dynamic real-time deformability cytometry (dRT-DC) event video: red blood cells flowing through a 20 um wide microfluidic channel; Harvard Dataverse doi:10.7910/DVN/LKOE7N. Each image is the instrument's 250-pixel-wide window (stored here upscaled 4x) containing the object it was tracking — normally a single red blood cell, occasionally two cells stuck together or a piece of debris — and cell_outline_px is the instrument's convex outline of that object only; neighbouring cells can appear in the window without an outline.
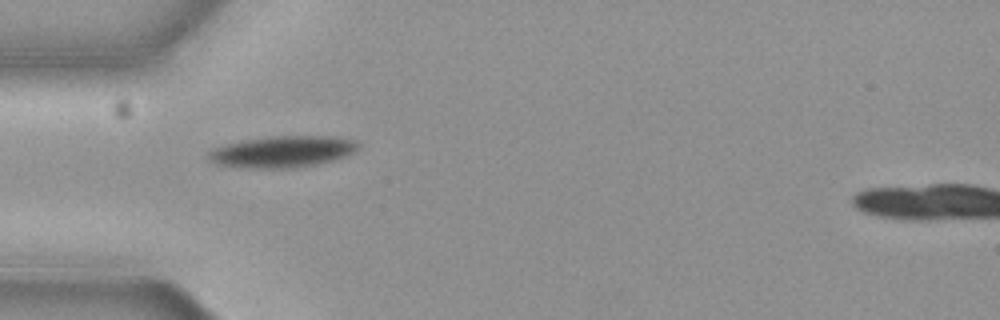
{"species": "common noctule bat (a hibernating species)", "species_latin": "Nyctalus noctula", "temperature_condition": "cold", "stored_images_in_passage": 40, "camera_frame_rate_fps": 3000, "um_per_image_px": 0.085, "animal": {"sex": "female", "body_mass_g": 19.3, "forearm_length_mm": 54.1}, "frame": {"image": 1, "passage_image": 1, "time_ms": 0.0, "image_size_px": [1000, 320], "cell_outline_px": [[360, 144], [356, 152], [348, 156], [336, 160], [316, 164], [292, 168], [248, 168], [220, 164], [212, 160], [208, 156], [208, 152], [212, 148], [224, 144], [244, 140], [268, 136], [336, 136], [356, 140]], "centroid_in_image_um": [24.09, 12.88], "position_along_channel_um": 60.9, "area_um2": 27.69}}
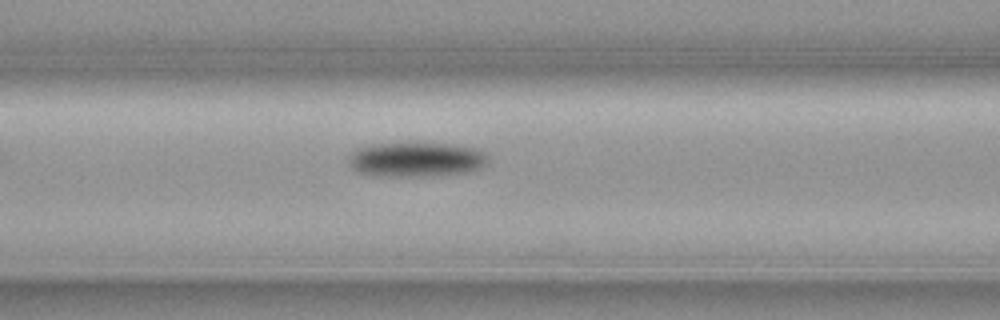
{"frame": {"image": 2, "passage_image": 7, "time_ms": 2.0, "image_size_px": [1000, 320], "cell_outline_px": [[488, 164], [480, 168], [468, 172], [420, 176], [380, 176], [360, 172], [352, 168], [348, 160], [352, 152], [356, 148], [368, 144], [416, 140], [452, 144], [476, 148], [484, 152], [488, 156]], "centroid_in_image_um": [35.38, 13.5], "position_along_channel_um": 131.2, "area_um2": 29.13}}
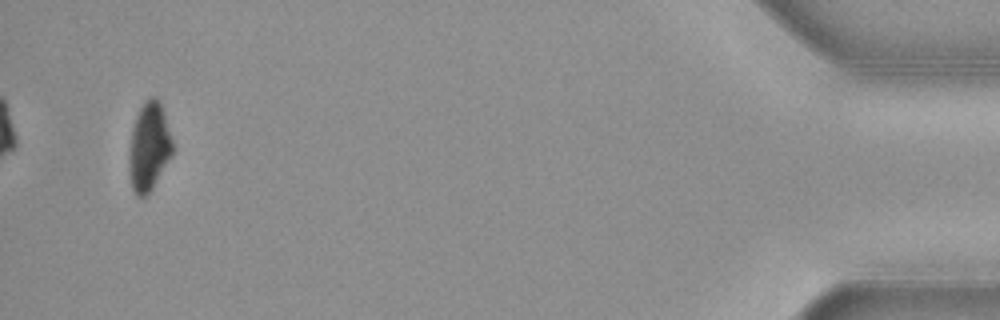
{"frame": {"image": 3, "passage_image": 38, "time_ms": 12.333, "image_size_px": [1000, 320], "cell_outline_px": [[172, 156], [148, 196], [140, 200], [136, 196], [132, 188], [128, 168], [128, 156], [132, 128], [136, 116], [144, 100], [148, 96], [156, 96], [164, 112], [172, 140]], "centroid_in_image_um": [12.64, 12.52], "position_along_channel_um": 422.6, "area_um2": 22.83}, "authors_computed_cell_mechanics": {"area_um2": 26.7903, "velocity_mm_per_s": 3.6644, "shape_relaxation_time_tau1_ms": 2.3083, "shape_relaxation_time_tau2_ms": null, "deformation_change_tau1": 0.0877, "deformation_change_tau2": null}}